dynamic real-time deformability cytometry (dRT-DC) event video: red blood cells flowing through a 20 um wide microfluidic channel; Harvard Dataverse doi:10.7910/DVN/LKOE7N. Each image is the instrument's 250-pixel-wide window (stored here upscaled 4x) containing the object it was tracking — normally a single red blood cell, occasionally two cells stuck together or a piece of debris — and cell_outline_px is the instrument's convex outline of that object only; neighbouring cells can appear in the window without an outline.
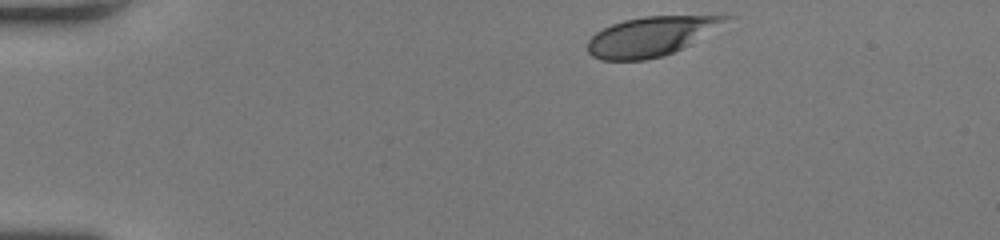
{"species": "human", "species_latin": "Homo sapiens", "temperature_condition": "room temperature", "stored_images_in_passage": 36, "camera_frame_rate_fps": 3000, "um_per_image_px": 0.085, "donor": {"sex": "female"}, "frame": {"image": 1, "passage_image": 1, "time_ms": 0.0, "image_size_px": [1000, 240], "cell_outline_px": [[736, 16], [688, 44], [672, 52], [660, 56], [644, 60], [600, 60], [592, 56], [588, 52], [588, 40], [596, 32], [612, 24], [624, 20], [644, 16], [720, 12], [728, 12]], "centroid_in_image_um": [55.45, 3.0], "position_along_channel_um": 29.6, "area_um2": 32.31}}
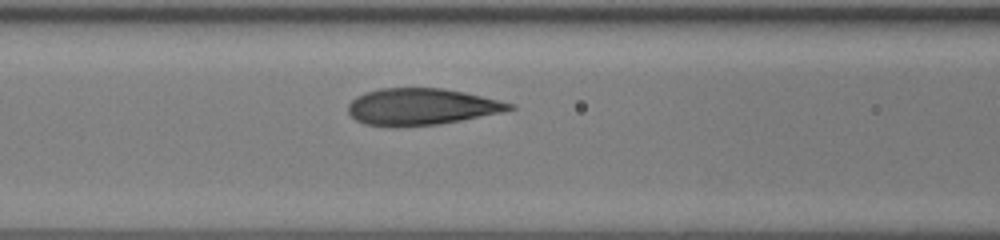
{"frame": {"image": 2, "passage_image": 14, "time_ms": 4.333, "image_size_px": [1000, 240], "cell_outline_px": [[516, 108], [504, 112], [440, 124], [396, 128], [364, 124], [356, 120], [348, 112], [348, 104], [356, 96], [364, 92], [380, 88], [444, 88], [464, 92], [500, 100], [516, 104]], "centroid_in_image_um": [35.82, 9.08], "position_along_channel_um": 130.8, "area_um2": 34.97}}
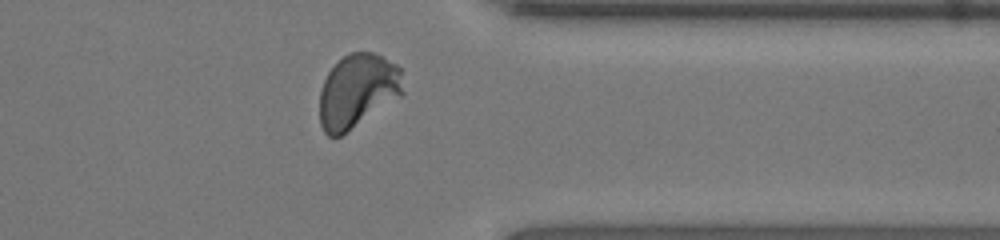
{"frame": {"image": 3, "passage_image": 32, "time_ms": 10.333, "image_size_px": [1000, 240], "cell_outline_px": [[404, 92], [400, 96], [340, 136], [328, 136], [324, 132], [320, 124], [320, 92], [324, 80], [328, 72], [348, 52], [372, 52], [396, 64], [400, 68]], "centroid_in_image_um": [30.38, 7.72], "position_along_channel_um": 381.0, "area_um2": 35.43}, "authors_computed_cell_mechanics": {"area_um2": 34.7089, "velocity_mm_per_s": 4.2512, "shape_relaxation_time_tau1_ms": 2.9473, "shape_relaxation_time_tau2_ms": null, "deformation_change_tau1": 0.1597, "deformation_change_tau2": null}}